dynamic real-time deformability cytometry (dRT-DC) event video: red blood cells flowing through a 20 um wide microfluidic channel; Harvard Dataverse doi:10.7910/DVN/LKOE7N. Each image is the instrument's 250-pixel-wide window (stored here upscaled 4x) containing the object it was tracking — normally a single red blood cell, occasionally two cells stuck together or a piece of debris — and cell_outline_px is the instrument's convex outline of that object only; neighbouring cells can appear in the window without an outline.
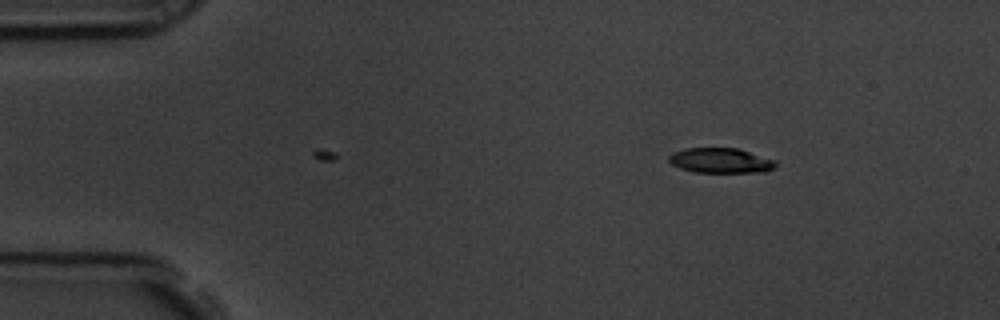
{"species": "common noctule bat (a hibernating species)", "species_latin": "Nyctalus noctula", "temperature_condition": "room temperature", "stored_images_in_passage": 12, "camera_frame_rate_fps": 3000, "um_per_image_px": 0.085, "animal": {"sex": "male", "body_mass_g": 19.5, "forearm_length_mm": 54.6}, "frame": {"image": 1, "passage_image": 12, "time_ms": 3.667, "image_size_px": [1000, 320], "cell_outline_px": [[776, 164], [772, 168], [764, 172], [696, 172], [680, 168], [672, 164], [668, 160], [668, 156], [672, 152], [684, 148], [736, 148], [776, 160]], "centroid_in_image_um": [61.21, 13.64], "position_along_channel_um": 23.8, "area_um2": 15.49}}